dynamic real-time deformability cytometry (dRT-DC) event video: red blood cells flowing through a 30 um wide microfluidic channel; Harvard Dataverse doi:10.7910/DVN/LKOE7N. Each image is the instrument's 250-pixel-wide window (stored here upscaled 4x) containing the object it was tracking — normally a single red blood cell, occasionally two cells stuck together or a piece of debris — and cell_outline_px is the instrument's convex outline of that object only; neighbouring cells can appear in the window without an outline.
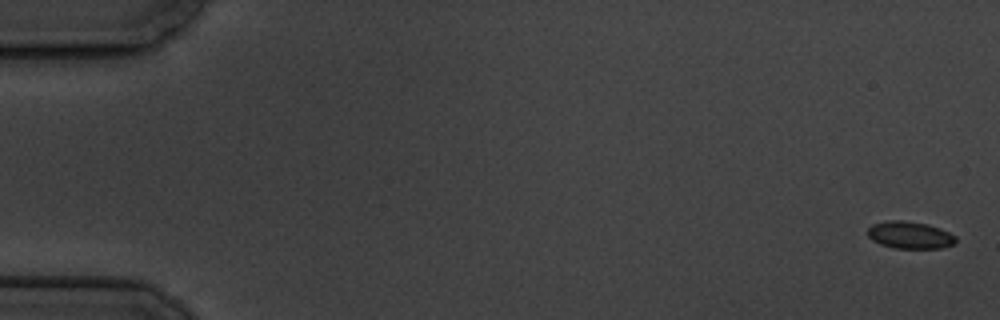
{"species": "common noctule bat (a hibernating species)", "species_latin": "Nyctalus noctula", "temperature_condition": "cold", "stored_images_in_passage": 6, "camera_frame_rate_fps": 3000, "um_per_image_px": 0.085, "animal": {"sex": "male", "body_mass_g": 19.5, "forearm_length_mm": 54.6}, "frame": {"image": 1, "passage_image": 1, "time_ms": 0.0, "image_size_px": [1000, 320], "cell_outline_px": [[956, 240], [952, 244], [940, 248], [896, 248], [880, 244], [872, 240], [868, 236], [868, 228], [872, 224], [888, 220], [904, 220], [928, 224], [940, 228], [956, 236]], "centroid_in_image_um": [77.32, 19.97], "position_along_channel_um": 7.7, "area_um2": 13.93}}
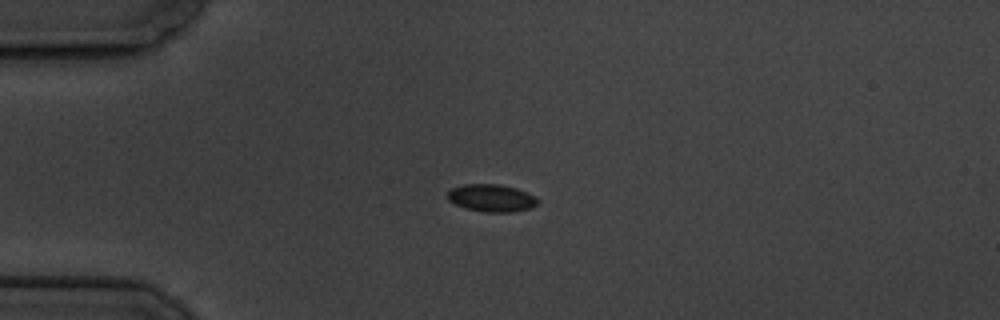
{"frame": {"image": 2, "passage_image": 5, "time_ms": 4.667, "image_size_px": [1000, 320], "cell_outline_px": [[540, 200], [536, 204], [528, 208], [512, 212], [488, 212], [468, 208], [456, 204], [448, 200], [448, 192], [452, 188], [464, 184], [500, 184], [516, 188], [536, 196]], "centroid_in_image_um": [41.8, 16.81], "position_along_channel_um": 43.2, "area_um2": 14.22}}